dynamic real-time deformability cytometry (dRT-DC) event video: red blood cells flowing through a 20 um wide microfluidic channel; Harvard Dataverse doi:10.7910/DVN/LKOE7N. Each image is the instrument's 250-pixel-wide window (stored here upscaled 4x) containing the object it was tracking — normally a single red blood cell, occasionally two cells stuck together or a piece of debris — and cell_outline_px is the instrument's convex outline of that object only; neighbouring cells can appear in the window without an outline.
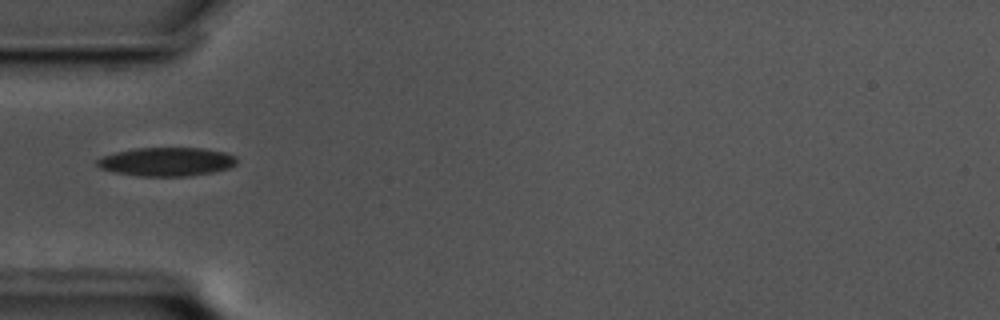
{"species": "common noctule bat (a hibernating species)", "species_latin": "Nyctalus noctula", "temperature_condition": "cold", "stored_images_in_passage": 21, "camera_frame_rate_fps": 3000, "um_per_image_px": 0.085, "animal": {"sex": "male", "body_mass_g": 17.5, "forearm_length_mm": 52.3}, "frame": {"image": 1, "passage_image": 1, "time_ms": 0.0, "image_size_px": [1000, 320], "cell_outline_px": [[236, 164], [228, 168], [212, 172], [188, 176], [140, 176], [116, 172], [100, 168], [96, 164], [96, 160], [104, 156], [116, 152], [132, 148], [204, 148], [224, 152], [236, 156]], "centroid_in_image_um": [14.17, 13.74], "position_along_channel_um": 70.8, "area_um2": 23.24}}
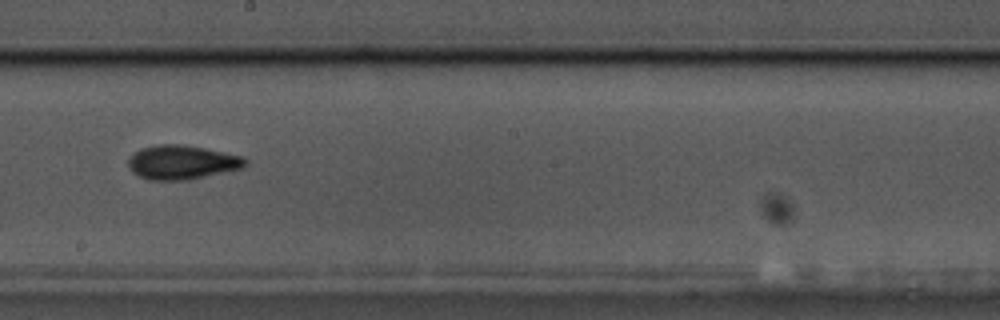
{"frame": {"image": 2, "passage_image": 15, "time_ms": 4.667, "image_size_px": [1000, 320], "cell_outline_px": [[248, 164], [244, 168], [188, 180], [148, 180], [132, 172], [128, 168], [128, 160], [140, 148], [156, 144], [180, 144], [204, 148], [244, 156], [248, 160]], "centroid_in_image_um": [15.5, 13.8], "position_along_channel_um": 232.7, "area_um2": 23.47}}